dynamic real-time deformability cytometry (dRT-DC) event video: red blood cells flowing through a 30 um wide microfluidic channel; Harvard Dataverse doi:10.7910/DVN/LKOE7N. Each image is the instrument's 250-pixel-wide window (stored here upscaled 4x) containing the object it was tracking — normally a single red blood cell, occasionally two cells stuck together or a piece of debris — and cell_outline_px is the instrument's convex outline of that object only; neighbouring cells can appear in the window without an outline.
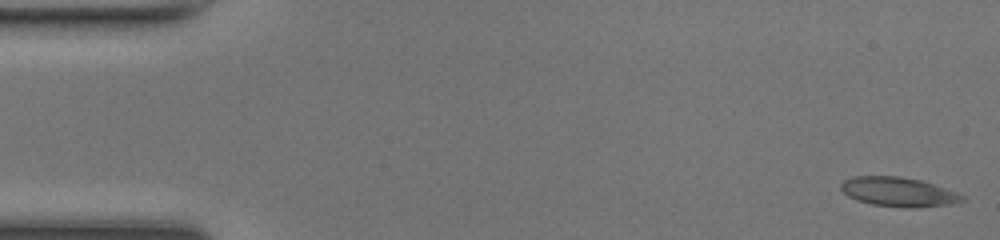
{"species": "common noctule bat (a hibernating species)", "species_latin": "Nyctalus noctula", "temperature_condition": "room temperature", "stored_images_in_passage": 48, "camera_frame_rate_fps": 3000, "um_per_image_px": 0.085, "animal": {"sex": "female", "body_mass_g": 17.0, "forearm_length_mm": 48.0}, "frame": {"image": 1, "passage_image": 1, "time_ms": 0.0, "image_size_px": [1000, 240], "cell_outline_px": [[968, 200], [952, 204], [916, 208], [912, 208], [872, 204], [856, 200], [848, 196], [840, 188], [840, 184], [844, 180], [852, 176], [900, 176], [920, 180], [960, 192]], "centroid_in_image_um": [76.42, 16.31], "position_along_channel_um": 8.6, "area_um2": 20.98}}
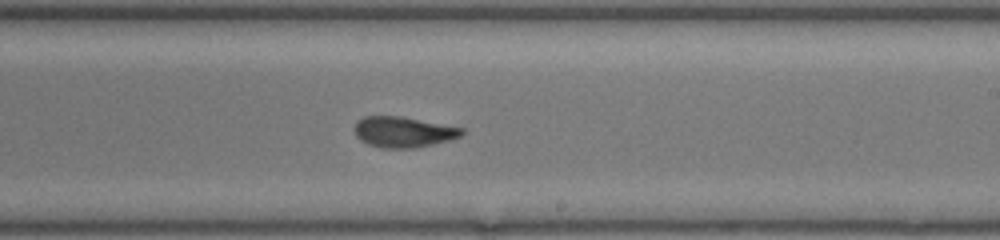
{"frame": {"image": 2, "passage_image": 28, "time_ms": 9.0, "image_size_px": [1000, 240], "cell_outline_px": [[464, 132], [460, 136], [448, 140], [416, 148], [384, 148], [368, 144], [360, 140], [356, 136], [352, 128], [356, 120], [364, 116], [400, 116], [464, 128]], "centroid_in_image_um": [34.22, 11.21], "position_along_channel_um": 254.8, "area_um2": 19.25}}
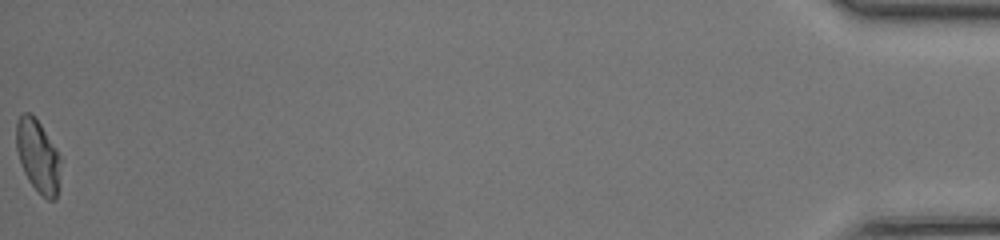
{"frame": {"image": 3, "passage_image": 48, "time_ms": 15.667, "image_size_px": [1000, 240], "cell_outline_px": [[60, 160], [56, 200], [48, 200], [28, 180], [24, 172], [16, 148], [16, 120], [24, 112], [28, 112], [40, 124], [56, 148], [60, 156]], "centroid_in_image_um": [3.21, 13.24], "position_along_channel_um": 432.0, "area_um2": 18.26}, "authors_computed_cell_mechanics": {"area_um2": 19.7965, "velocity_mm_per_s": 4.304, "shape_relaxation_time_tau1_ms": 9.0301, "shape_relaxation_time_tau2_ms": 1.0734, "deformation_change_tau1": 0.2357, "deformation_change_tau2": 0.0562}}